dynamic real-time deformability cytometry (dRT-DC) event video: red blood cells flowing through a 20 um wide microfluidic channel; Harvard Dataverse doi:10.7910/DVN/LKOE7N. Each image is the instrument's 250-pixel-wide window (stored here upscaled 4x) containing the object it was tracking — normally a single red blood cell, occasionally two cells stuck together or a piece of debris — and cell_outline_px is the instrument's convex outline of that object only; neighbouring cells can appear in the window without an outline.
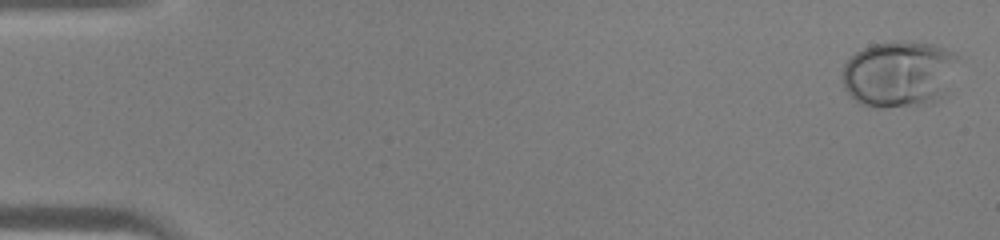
{"species": "human", "species_latin": "Homo sapiens", "temperature_condition": "warm", "stored_images_in_passage": 45, "camera_frame_rate_fps": 3000, "um_per_image_px": 0.085, "donor": {"sex": "male"}, "frame": {"image": 1, "passage_image": 1, "time_ms": 0.0, "image_size_px": [1000, 240], "cell_outline_px": [[960, 56], [940, 96], [932, 104], [884, 108], [880, 108], [860, 104], [844, 88], [844, 64], [856, 52], [872, 44], [896, 40], [908, 40], [932, 44], [956, 52]], "centroid_in_image_um": [76.4, 6.26], "position_along_channel_um": 8.6, "area_um2": 44.56}}
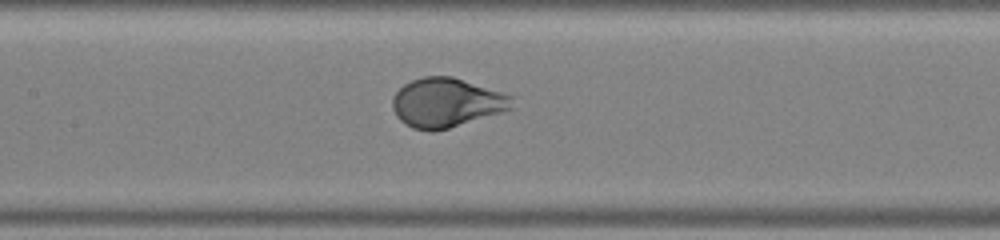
{"frame": {"image": 2, "passage_image": 22, "time_ms": 7.0, "image_size_px": [1000, 240], "cell_outline_px": [[512, 108], [500, 112], [448, 128], [432, 132], [412, 128], [400, 120], [396, 116], [392, 108], [392, 96], [404, 84], [412, 80], [424, 76], [452, 76], [512, 96]], "centroid_in_image_um": [37.88, 8.72], "position_along_channel_um": 169.5, "area_um2": 33.87}}
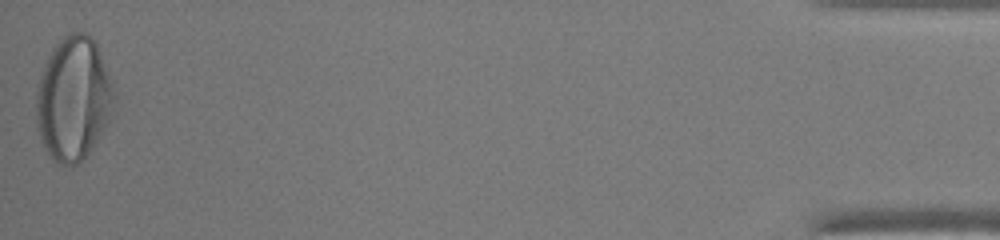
{"frame": {"image": 3, "passage_image": 45, "time_ms": 14.667, "image_size_px": [1000, 240], "cell_outline_px": [[116, 96], [112, 116], [88, 156], [76, 164], [56, 164], [52, 160], [44, 148], [36, 128], [36, 92], [40, 76], [48, 56], [52, 48], [64, 36], [72, 32], [84, 32], [96, 44], [116, 92]], "centroid_in_image_um": [6.24, 8.44], "position_along_channel_um": 429.0, "area_um2": 56.53}}